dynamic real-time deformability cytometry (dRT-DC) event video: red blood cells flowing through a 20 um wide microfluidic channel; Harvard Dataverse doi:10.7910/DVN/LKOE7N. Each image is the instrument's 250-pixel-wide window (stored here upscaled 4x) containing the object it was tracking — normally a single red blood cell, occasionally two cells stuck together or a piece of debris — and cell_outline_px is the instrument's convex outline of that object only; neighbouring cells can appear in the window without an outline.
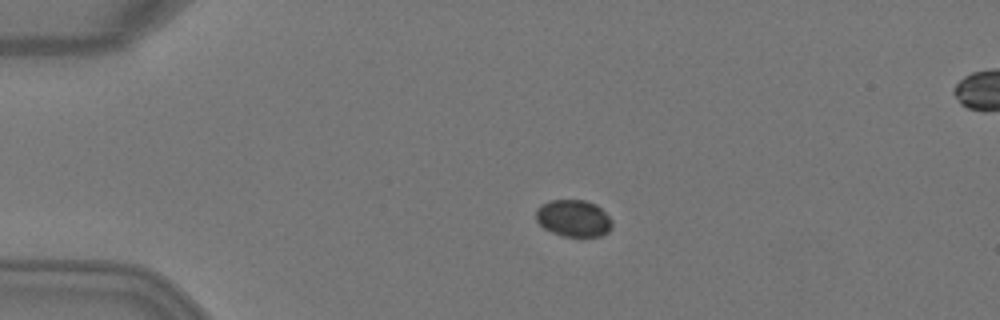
{"species": "Egyptian fruit bat (a non-hibernating species)", "species_latin": "Rousettus aegyptiacus", "temperature_condition": "warm", "stored_images_in_passage": 6, "segment_of_instrument_passage": [1, 2], "camera_frame_rate_fps": 3000, "um_per_image_px": 0.085, "animal": {"sex": "female"}, "frame": {"image": 1, "passage_image": 4, "time_ms": 1.0, "image_size_px": [1000, 320], "cell_outline_px": [[612, 228], [608, 232], [600, 236], [564, 236], [552, 232], [544, 228], [536, 220], [536, 208], [540, 204], [548, 200], [584, 200], [596, 204], [612, 220]], "centroid_in_image_um": [48.73, 18.54], "position_along_channel_um": 36.3, "area_um2": 16.42}}